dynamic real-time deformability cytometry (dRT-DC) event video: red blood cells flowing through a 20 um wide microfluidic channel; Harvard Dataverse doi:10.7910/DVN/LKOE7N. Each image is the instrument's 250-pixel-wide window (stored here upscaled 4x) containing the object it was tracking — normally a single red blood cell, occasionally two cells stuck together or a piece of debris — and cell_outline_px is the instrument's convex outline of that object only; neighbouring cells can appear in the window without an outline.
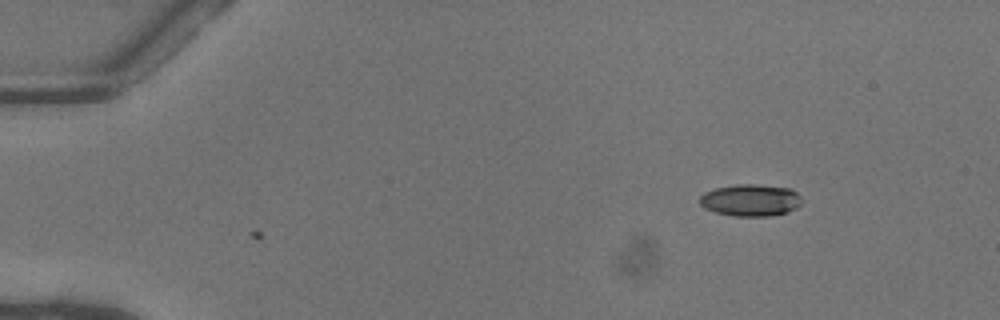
{"species": "common noctule bat (a hibernating species)", "species_latin": "Nyctalus noctula", "temperature_condition": "warm", "stored_images_in_passage": 7, "camera_frame_rate_fps": 3000, "um_per_image_px": 0.085, "animal": {"sex": "female"}, "frame": {"image": 1, "passage_image": 7, "time_ms": 2.0, "image_size_px": [1000, 320], "cell_outline_px": [[800, 204], [796, 208], [788, 212], [772, 216], [732, 216], [716, 212], [704, 208], [700, 204], [700, 196], [704, 192], [716, 188], [740, 184], [752, 184], [792, 188], [800, 196]], "centroid_in_image_um": [63.8, 17.02], "position_along_channel_um": 21.2, "area_um2": 19.02}}